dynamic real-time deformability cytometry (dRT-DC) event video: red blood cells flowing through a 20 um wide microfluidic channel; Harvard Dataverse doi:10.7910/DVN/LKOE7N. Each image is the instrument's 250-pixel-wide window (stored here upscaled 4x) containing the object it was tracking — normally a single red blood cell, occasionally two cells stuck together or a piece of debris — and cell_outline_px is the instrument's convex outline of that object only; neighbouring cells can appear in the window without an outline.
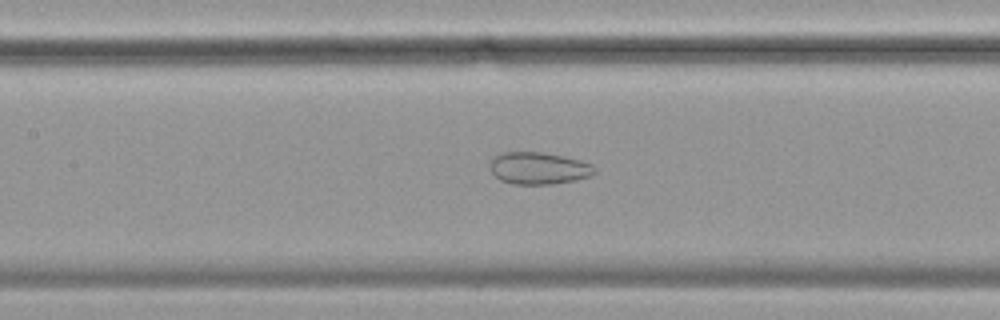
{"species": "common noctule bat (a hibernating species)", "species_latin": "Nyctalus noctula", "temperature_condition": "cold", "stored_images_in_passage": 47, "camera_frame_rate_fps": 3000, "um_per_image_px": 0.085, "animal": {"sex": "female", "body_mass_g": 19.9}, "frame": {"image": 1, "passage_image": 16, "time_ms": 5.0, "image_size_px": [1000, 320], "cell_outline_px": [[596, 172], [592, 176], [576, 180], [552, 184], [512, 184], [500, 180], [492, 172], [488, 164], [492, 156], [504, 152], [540, 152], [564, 156], [580, 160], [592, 164], [596, 168]], "centroid_in_image_um": [45.78, 14.3], "position_along_channel_um": 161.6, "area_um2": 19.83}}
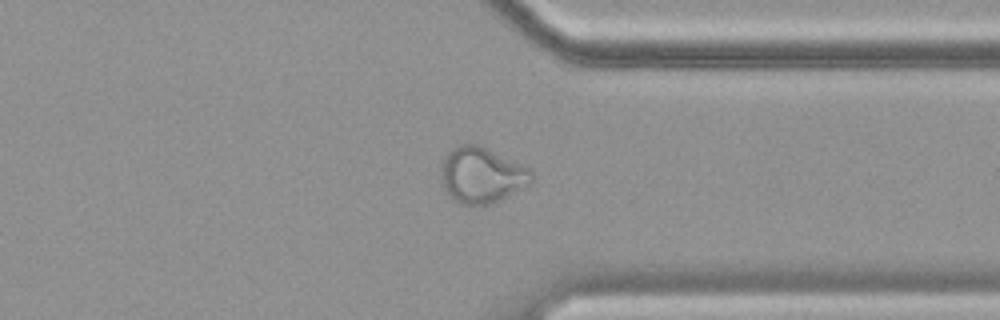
{"frame": {"image": 2, "passage_image": 34, "time_ms": 11.0, "image_size_px": [1000, 320], "cell_outline_px": [[532, 184], [500, 200], [488, 204], [460, 204], [452, 200], [444, 192], [440, 176], [440, 164], [444, 156], [452, 148], [460, 144], [480, 144], [532, 168]], "centroid_in_image_um": [40.93, 14.87], "position_along_channel_um": 370.5, "area_um2": 30.23}}
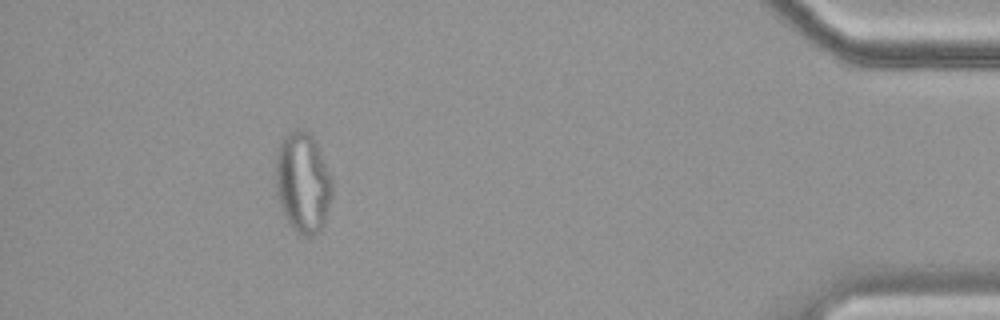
{"frame": {"image": 3, "passage_image": 42, "time_ms": 13.667, "image_size_px": [1000, 320], "cell_outline_px": [[332, 196], [324, 224], [312, 236], [304, 236], [296, 232], [292, 228], [280, 204], [276, 192], [276, 148], [284, 136], [292, 128], [296, 128], [308, 132], [316, 140], [320, 148], [332, 180]], "centroid_in_image_um": [25.74, 15.47], "position_along_channel_um": 409.5, "area_um2": 33.29}, "authors_computed_cell_mechanics": {"area_um2": 26.9348, "velocity_mm_per_s": 3.5098, "shape_relaxation_time_tau1_ms": null, "shape_relaxation_time_tau2_ms": 1.4718, "deformation_change_tau1": null, "deformation_change_tau2": 0.0623}}